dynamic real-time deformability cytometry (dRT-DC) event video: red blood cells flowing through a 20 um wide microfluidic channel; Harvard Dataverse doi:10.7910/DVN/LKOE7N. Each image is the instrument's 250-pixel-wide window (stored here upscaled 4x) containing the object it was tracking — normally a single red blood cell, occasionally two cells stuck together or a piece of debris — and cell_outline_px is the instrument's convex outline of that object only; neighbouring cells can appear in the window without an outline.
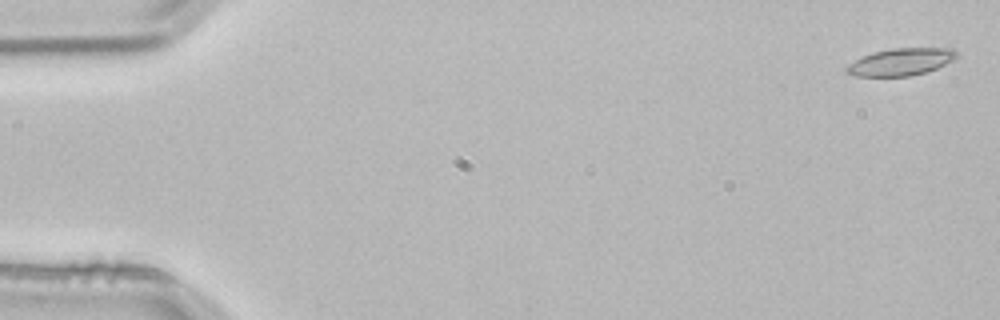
{"species": "common noctule bat (a hibernating species)", "species_latin": "Nyctalus noctula", "temperature_condition": "room temperature", "stored_images_in_passage": 4, "camera_frame_rate_fps": 3000, "um_per_image_px": 0.085, "animal": {"sex": "male", "body_mass_g": 21.5, "forearm_length_mm": 52.0}, "frame": {"image": 1, "passage_image": 1, "time_ms": 0.0, "image_size_px": [1000, 320], "cell_outline_px": [[960, 56], [936, 68], [924, 72], [908, 76], [856, 76], [844, 72], [844, 68], [848, 64], [872, 52], [892, 48], [952, 48]], "centroid_in_image_um": [76.55, 5.25], "position_along_channel_um": 8.5, "area_um2": 17.34}}
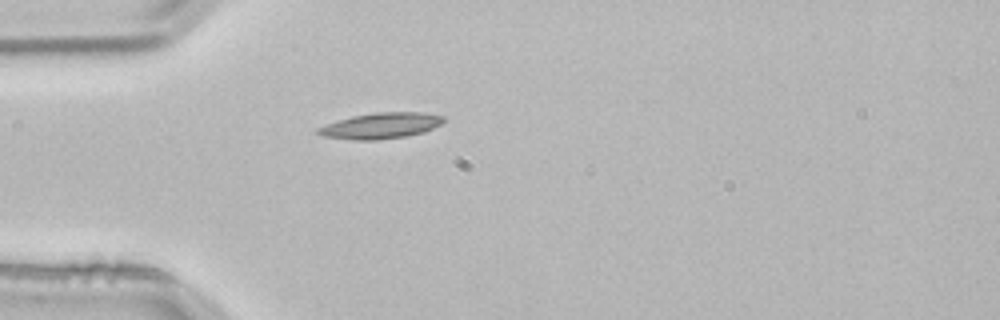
{"frame": {"image": 2, "passage_image": 4, "time_ms": 1.0, "image_size_px": [1000, 320], "cell_outline_px": [[444, 120], [440, 124], [424, 132], [404, 136], [376, 140], [356, 140], [324, 136], [316, 132], [316, 128], [336, 120], [352, 116], [376, 112], [424, 112], [444, 116]], "centroid_in_image_um": [32.35, 10.67], "position_along_channel_um": 52.6, "area_um2": 18.84}}